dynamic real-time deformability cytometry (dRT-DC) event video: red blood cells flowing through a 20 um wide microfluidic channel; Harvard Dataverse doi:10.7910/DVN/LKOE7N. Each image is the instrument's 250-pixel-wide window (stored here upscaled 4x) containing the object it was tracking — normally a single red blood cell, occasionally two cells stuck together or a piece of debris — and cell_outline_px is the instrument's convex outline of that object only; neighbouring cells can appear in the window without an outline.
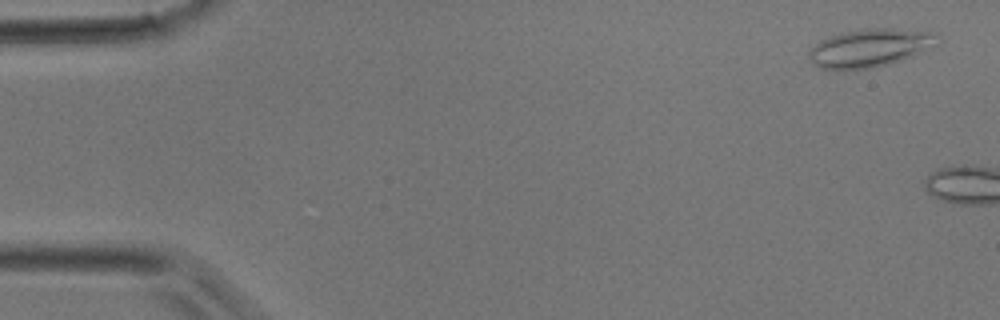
{"species": "common noctule bat (a hibernating species)", "species_latin": "Nyctalus noctula", "temperature_condition": "room temperature", "stored_images_in_passage": 4, "camera_frame_rate_fps": 3000, "um_per_image_px": 0.085, "animal": {"sex": "male", "body_mass_g": 17.9}, "frame": {"image": 1, "passage_image": 2, "time_ms": 0.333, "image_size_px": [1000, 320], "cell_outline_px": [[936, 32], [920, 52], [912, 56], [888, 64], [872, 68], [820, 68], [812, 64], [808, 56], [808, 52], [820, 40], [844, 32], [868, 28], [892, 28]], "centroid_in_image_um": [73.79, 4.07], "position_along_channel_um": 11.2, "area_um2": 27.28}}